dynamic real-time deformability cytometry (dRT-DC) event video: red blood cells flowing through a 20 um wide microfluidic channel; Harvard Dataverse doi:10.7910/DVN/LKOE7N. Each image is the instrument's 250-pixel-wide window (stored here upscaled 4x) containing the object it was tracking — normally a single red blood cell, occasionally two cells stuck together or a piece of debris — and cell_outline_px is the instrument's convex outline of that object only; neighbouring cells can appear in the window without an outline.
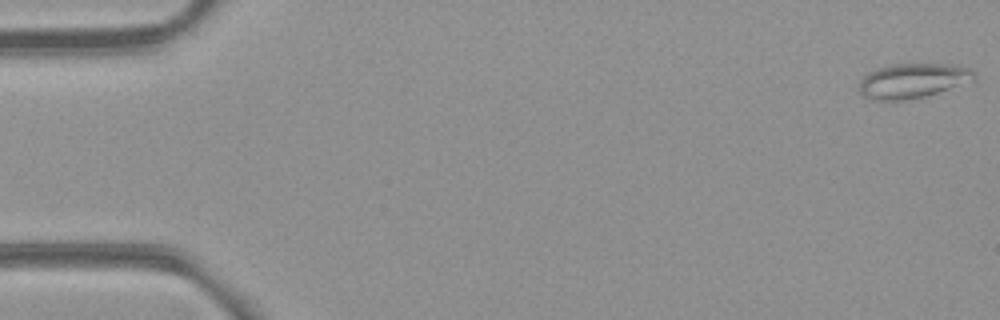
{"species": "common noctule bat (a hibernating species)", "species_latin": "Nyctalus noctula", "temperature_condition": "room temperature", "stored_images_in_passage": 54, "camera_frame_rate_fps": 3000, "um_per_image_px": 0.085, "animal": {"sex": "female", "body_mass_g": 21.9}, "frame": {"image": 1, "passage_image": 1, "time_ms": 0.0, "image_size_px": [1000, 320], "cell_outline_px": [[976, 76], [972, 80], [924, 96], [904, 100], [864, 100], [860, 92], [860, 80], [868, 72], [888, 64], [960, 64], [972, 68], [976, 72]], "centroid_in_image_um": [77.55, 6.84], "position_along_channel_um": 7.4, "area_um2": 23.35}}
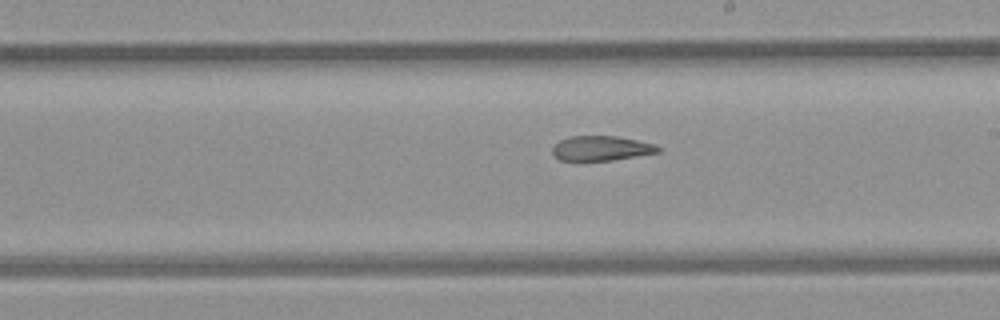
{"frame": {"image": 2, "passage_image": 31, "time_ms": 10.0, "image_size_px": [1000, 320], "cell_outline_px": [[660, 152], [612, 160], [560, 160], [552, 152], [552, 148], [560, 140], [572, 136], [616, 136], [636, 140], [652, 144], [660, 148]], "centroid_in_image_um": [51.09, 12.6], "position_along_channel_um": 237.9, "area_um2": 14.91}}
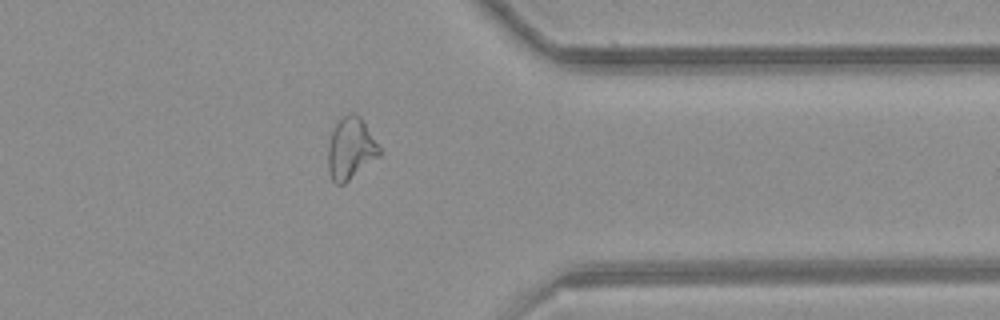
{"frame": {"image": 3, "passage_image": 43, "time_ms": 14.0, "image_size_px": [1000, 320], "cell_outline_px": [[384, 152], [380, 156], [344, 184], [336, 184], [332, 180], [328, 168], [328, 144], [332, 132], [336, 124], [348, 112], [356, 112], [360, 116]], "centroid_in_image_um": [29.84, 12.62], "position_along_channel_um": 381.6, "area_um2": 18.67}, "authors_computed_cell_mechanics": {"area_um2": 19.0162, "velocity_mm_per_s": 3.8649, "shape_relaxation_time_tau1_ms": null, "shape_relaxation_time_tau2_ms": 4.422, "deformation_change_tau1": null, "deformation_change_tau2": 0.1309}}